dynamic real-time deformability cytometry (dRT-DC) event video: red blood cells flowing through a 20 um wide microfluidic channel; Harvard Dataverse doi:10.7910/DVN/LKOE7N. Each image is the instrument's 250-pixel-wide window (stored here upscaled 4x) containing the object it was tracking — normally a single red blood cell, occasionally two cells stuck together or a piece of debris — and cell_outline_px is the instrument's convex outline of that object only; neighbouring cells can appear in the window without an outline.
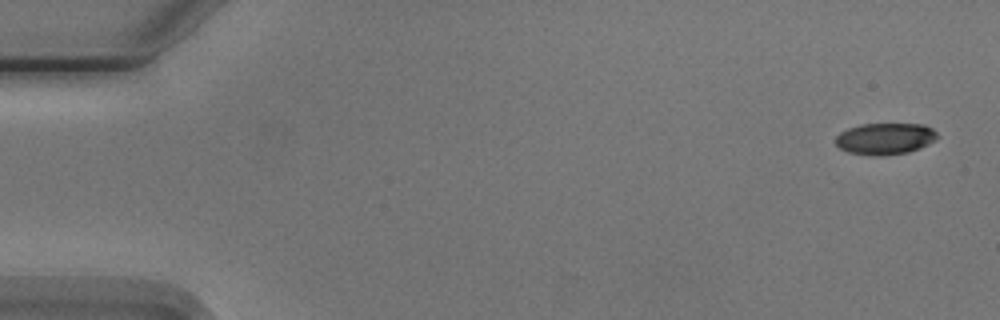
{"species": "Egyptian fruit bat (a non-hibernating species)", "species_latin": "Rousettus aegyptiacus", "temperature_condition": "cold", "stored_images_in_passage": 5, "camera_frame_rate_fps": 3000, "um_per_image_px": 0.085, "animal": {"sex": "male"}, "frame": {"image": 1, "passage_image": 1, "time_ms": 0.0, "image_size_px": [1000, 320], "cell_outline_px": [[940, 136], [936, 140], [920, 148], [908, 152], [876, 156], [848, 152], [840, 148], [836, 144], [836, 136], [840, 132], [848, 128], [860, 124], [924, 124], [932, 128]], "centroid_in_image_um": [75.25, 11.78], "position_along_channel_um": 9.7, "area_um2": 18.73}}